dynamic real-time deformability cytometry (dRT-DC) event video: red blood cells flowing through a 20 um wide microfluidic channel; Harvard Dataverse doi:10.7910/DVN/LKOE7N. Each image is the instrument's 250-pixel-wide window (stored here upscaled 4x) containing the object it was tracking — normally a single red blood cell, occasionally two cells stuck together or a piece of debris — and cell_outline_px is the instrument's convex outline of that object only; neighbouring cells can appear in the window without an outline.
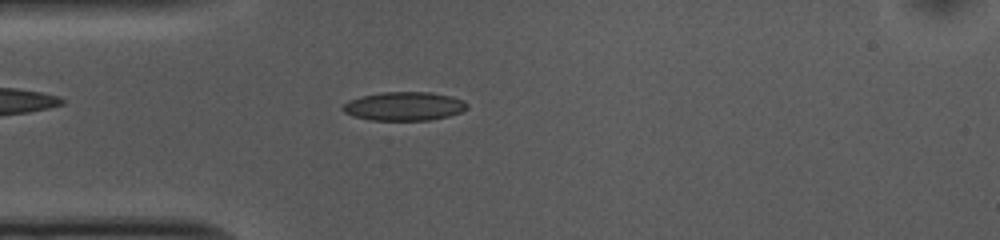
{"species": "common noctule bat (a hibernating species)", "species_latin": "Nyctalus noctula", "temperature_condition": "cold", "stored_images_in_passage": 51, "camera_frame_rate_fps": 3000, "um_per_image_px": 0.085, "animal": {"sex": "female", "body_mass_g": 10.0, "forearm_length_mm": 53.1}, "frame": {"image": 1, "passage_image": 12, "time_ms": 3.667, "image_size_px": [1000, 240], "cell_outline_px": [[468, 108], [460, 112], [448, 116], [432, 120], [372, 120], [352, 116], [344, 112], [340, 108], [348, 100], [360, 96], [380, 92], [432, 92], [452, 96], [464, 100], [468, 104]], "centroid_in_image_um": [34.34, 9.02], "position_along_channel_um": 50.7, "area_um2": 21.04}}
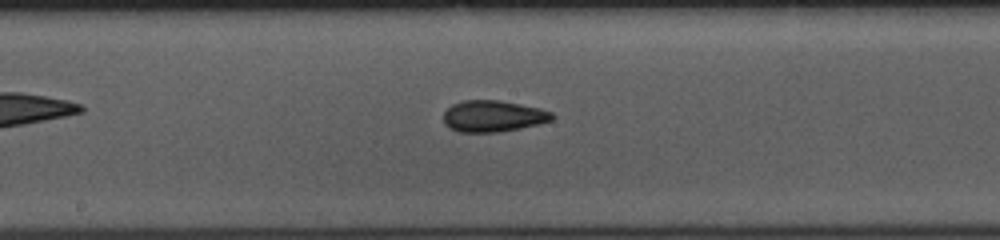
{"frame": {"image": 2, "passage_image": 25, "time_ms": 8.0, "image_size_px": [1000, 240], "cell_outline_px": [[556, 116], [552, 120], [540, 124], [520, 128], [496, 132], [460, 132], [448, 128], [444, 124], [444, 112], [452, 104], [464, 100], [500, 100], [540, 108], [552, 112]], "centroid_in_image_um": [41.92, 9.87], "position_along_channel_um": 206.3, "area_um2": 20.0}}
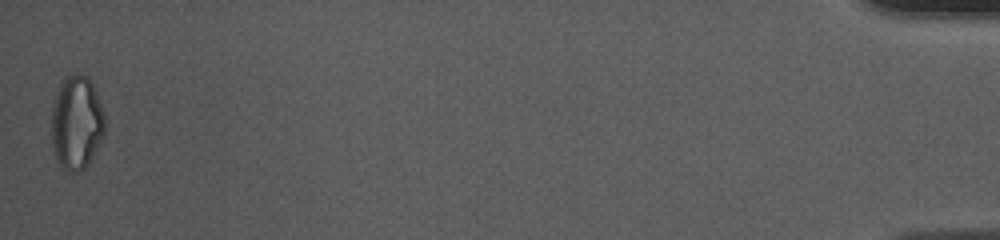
{"frame": {"image": 3, "passage_image": 51, "time_ms": 16.667, "image_size_px": [1000, 240], "cell_outline_px": [[104, 132], [88, 164], [80, 172], [68, 172], [60, 168], [56, 164], [52, 148], [48, 124], [56, 92], [60, 80], [64, 76], [76, 72], [84, 76], [92, 84], [96, 92], [104, 112]], "centroid_in_image_um": [6.42, 10.45], "position_along_channel_um": 428.8, "area_um2": 30.06}, "authors_computed_cell_mechanics": {"area_um2": 19.941, "velocity_mm_per_s": 3.7073, "shape_relaxation_time_tau1_ms": 7.0737, "shape_relaxation_time_tau2_ms": 3.1115, "deformation_change_tau1": 0.1376, "deformation_change_tau2": 0.1073}}